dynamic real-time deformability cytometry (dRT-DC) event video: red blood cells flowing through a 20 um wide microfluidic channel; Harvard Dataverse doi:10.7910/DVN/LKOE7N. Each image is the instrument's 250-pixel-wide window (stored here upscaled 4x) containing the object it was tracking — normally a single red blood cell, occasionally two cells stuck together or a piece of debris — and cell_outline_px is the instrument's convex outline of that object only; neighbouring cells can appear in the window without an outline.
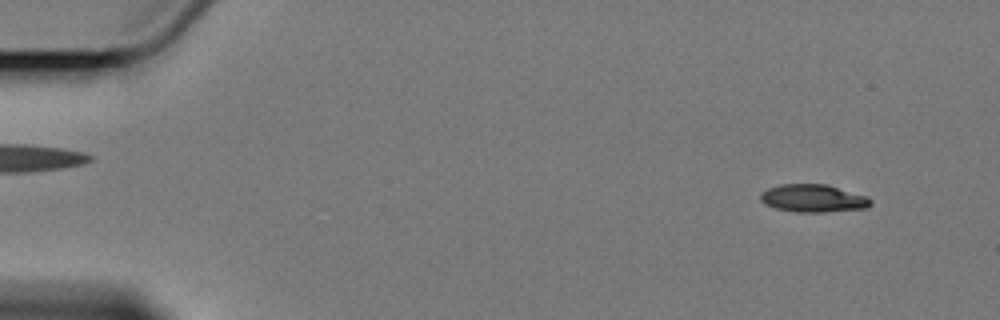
{"species": "Egyptian fruit bat (a non-hibernating species)", "species_latin": "Rousettus aegyptiacus", "temperature_condition": "cold", "stored_images_in_passage": 6, "segment_of_instrument_passage": [2, 2], "camera_frame_rate_fps": 3000, "um_per_image_px": 0.085, "animal": {"sex": "female"}, "frame": {"image": 1, "passage_image": 6, "time_ms": 7.0, "image_size_px": [1000, 320], "cell_outline_px": [[872, 204], [868, 208], [824, 212], [796, 212], [776, 208], [764, 204], [760, 200], [760, 192], [768, 188], [780, 184], [828, 184], [868, 196], [872, 200]], "centroid_in_image_um": [69.14, 16.85], "position_along_channel_um": 15.9, "area_um2": 18.09}}